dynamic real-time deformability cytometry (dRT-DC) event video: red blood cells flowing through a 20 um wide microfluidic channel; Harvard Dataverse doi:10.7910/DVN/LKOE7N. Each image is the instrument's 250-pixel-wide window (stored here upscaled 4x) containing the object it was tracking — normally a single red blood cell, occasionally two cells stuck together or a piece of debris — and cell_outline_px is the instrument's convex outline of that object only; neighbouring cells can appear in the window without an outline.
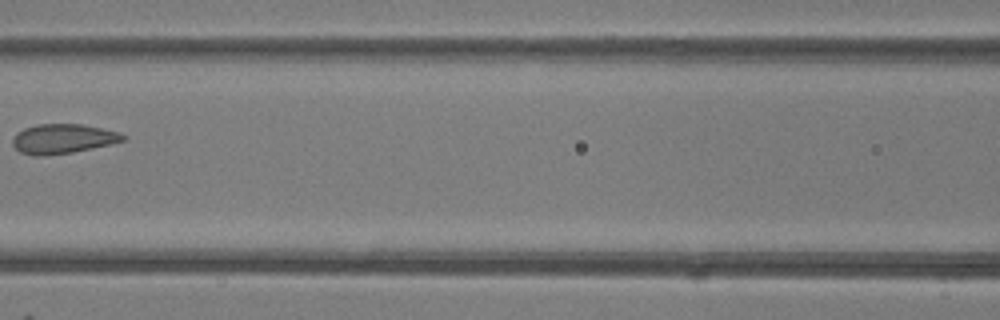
{"species": "common noctule bat (a hibernating species)", "species_latin": "Nyctalus noctula", "temperature_condition": "room temperature", "stored_images_in_passage": 7, "camera_frame_rate_fps": 3000, "um_per_image_px": 0.085, "animal": {"sex": "female"}, "frame": {"image": 1, "passage_image": 7, "time_ms": 7.667, "image_size_px": [1000, 320], "cell_outline_px": [[128, 140], [112, 144], [72, 152], [44, 156], [36, 156], [20, 152], [12, 144], [12, 140], [16, 132], [24, 128], [36, 124], [84, 124], [120, 132]], "centroid_in_image_um": [5.35, 11.79], "position_along_channel_um": 161.2, "area_um2": 19.19}}